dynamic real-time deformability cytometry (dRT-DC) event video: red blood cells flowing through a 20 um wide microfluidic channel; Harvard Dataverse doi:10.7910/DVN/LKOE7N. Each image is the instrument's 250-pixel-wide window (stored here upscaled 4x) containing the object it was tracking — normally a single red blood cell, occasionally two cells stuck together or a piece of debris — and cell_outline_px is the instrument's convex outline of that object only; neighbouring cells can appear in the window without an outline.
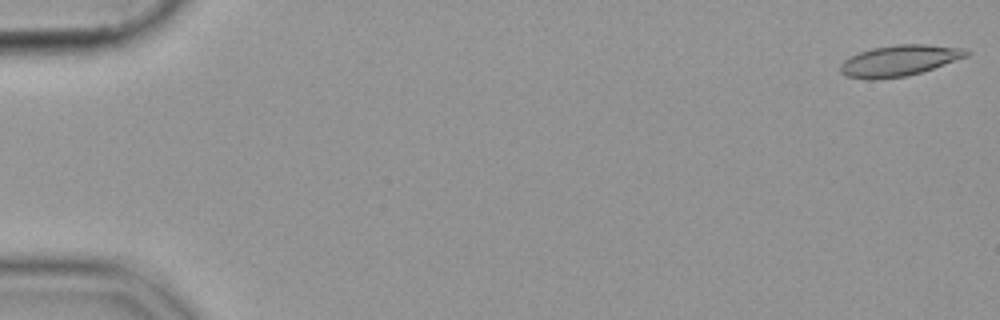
{"species": "common noctule bat (a hibernating species)", "species_latin": "Nyctalus noctula", "temperature_condition": "cold", "stored_images_in_passage": 16, "camera_frame_rate_fps": 3000, "um_per_image_px": 0.085, "animal": {"sex": "female", "body_mass_g": 19.9}, "frame": {"image": 1, "passage_image": 1, "time_ms": 0.0, "image_size_px": [1000, 320], "cell_outline_px": [[968, 56], [908, 76], [876, 80], [864, 80], [848, 76], [840, 72], [840, 64], [844, 60], [860, 52], [872, 48], [896, 44], [924, 44], [964, 48], [968, 52]], "centroid_in_image_um": [76.4, 5.16], "position_along_channel_um": 8.6, "area_um2": 22.66}}